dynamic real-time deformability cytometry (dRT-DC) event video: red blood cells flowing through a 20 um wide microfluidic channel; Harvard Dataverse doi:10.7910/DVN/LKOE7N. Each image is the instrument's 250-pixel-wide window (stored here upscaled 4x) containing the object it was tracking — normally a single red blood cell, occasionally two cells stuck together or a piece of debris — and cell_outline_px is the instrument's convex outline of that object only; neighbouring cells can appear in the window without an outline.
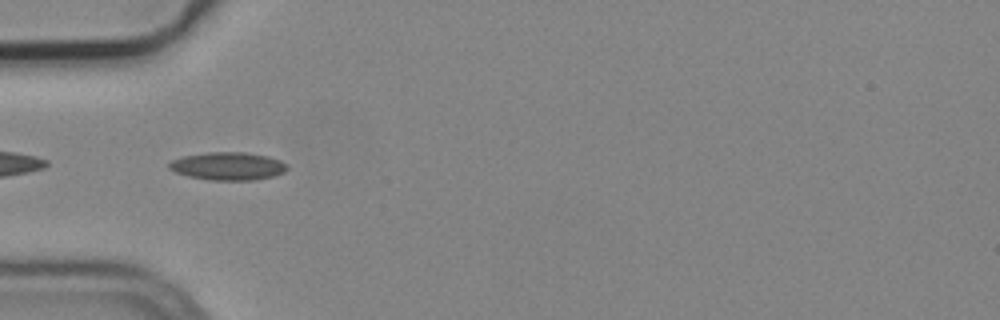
{"species": "common noctule bat (a hibernating species)", "species_latin": "Nyctalus noctula", "temperature_condition": "cold", "stored_images_in_passage": 6, "camera_frame_rate_fps": 3000, "um_per_image_px": 0.085, "animal": {"sex": "male", "body_mass_g": 19.2, "forearm_length_mm": 51.8}, "frame": {"image": 1, "passage_image": 5, "time_ms": 1.333, "image_size_px": [1000, 320], "cell_outline_px": [[288, 168], [284, 172], [276, 176], [256, 180], [208, 180], [188, 176], [176, 172], [168, 168], [168, 164], [172, 160], [184, 156], [208, 152], [244, 152], [268, 156], [280, 160], [288, 164]], "centroid_in_image_um": [19.41, 14.12], "position_along_channel_um": 65.6, "area_um2": 19.36}}
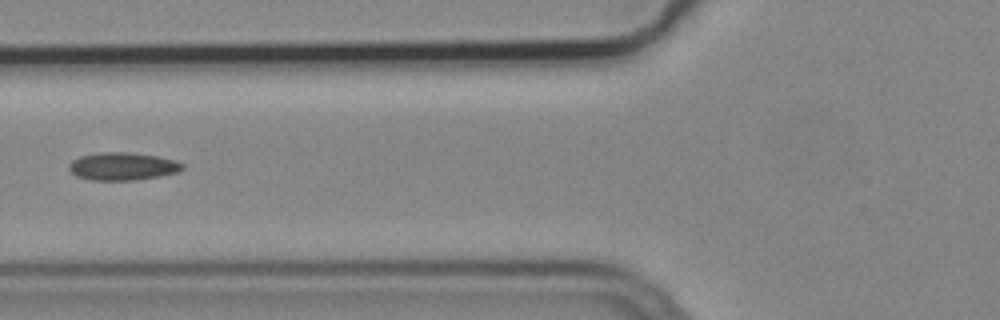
{"frame": {"image": 2, "passage_image": 6, "time_ms": 1.667, "image_size_px": [1000, 320], "cell_outline_px": [[184, 168], [180, 172], [160, 176], [132, 180], [92, 180], [76, 176], [68, 168], [68, 164], [72, 160], [80, 156], [100, 152], [128, 152], [156, 156], [176, 160], [184, 164]], "centroid_in_image_um": [10.43, 14.13], "position_along_channel_um": 115.4, "area_um2": 18.44}}